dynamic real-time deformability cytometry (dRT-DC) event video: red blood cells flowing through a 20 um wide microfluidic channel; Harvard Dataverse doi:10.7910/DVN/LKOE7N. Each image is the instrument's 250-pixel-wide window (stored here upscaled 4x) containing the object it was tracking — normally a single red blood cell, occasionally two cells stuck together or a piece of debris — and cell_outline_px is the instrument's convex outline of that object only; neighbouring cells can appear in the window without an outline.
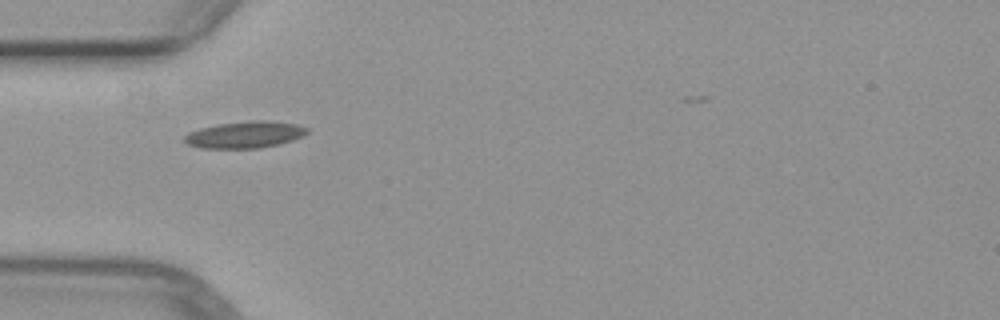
{"species": "common noctule bat (a hibernating species)", "species_latin": "Nyctalus noctula", "temperature_condition": "warm", "stored_images_in_passage": 3, "camera_frame_rate_fps": 3000, "um_per_image_px": 0.085, "animal": {"sex": "female", "body_mass_g": 29.2, "forearm_length_mm": 56.3}, "frame": {"image": 1, "passage_image": 1, "time_ms": 0.0, "image_size_px": [1000, 320], "cell_outline_px": [[308, 132], [304, 136], [292, 140], [260, 148], [204, 148], [188, 144], [184, 140], [184, 136], [188, 132], [200, 128], [216, 124], [252, 120], [268, 120], [296, 124], [308, 128]], "centroid_in_image_um": [20.82, 11.43], "position_along_channel_um": 64.2, "area_um2": 19.07}}
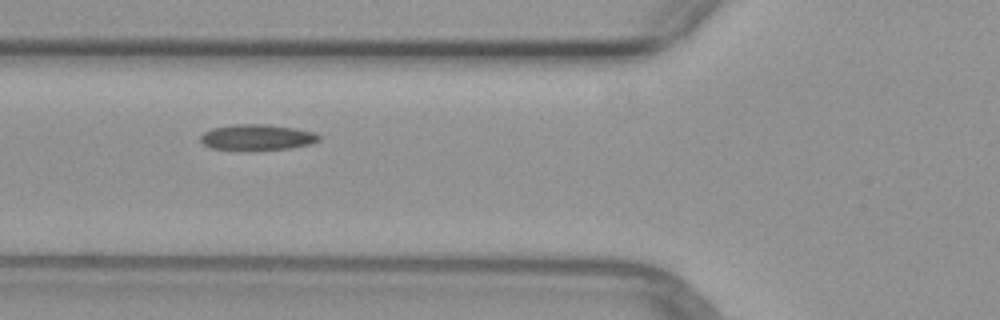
{"frame": {"image": 2, "passage_image": 2, "time_ms": 1.0, "image_size_px": [1000, 320], "cell_outline_px": [[320, 140], [312, 144], [292, 148], [212, 148], [204, 144], [200, 140], [200, 136], [204, 132], [212, 128], [232, 124], [268, 124], [296, 128], [316, 132], [320, 136]], "centroid_in_image_um": [21.91, 11.62], "position_along_channel_um": 103.9, "area_um2": 17.4}}
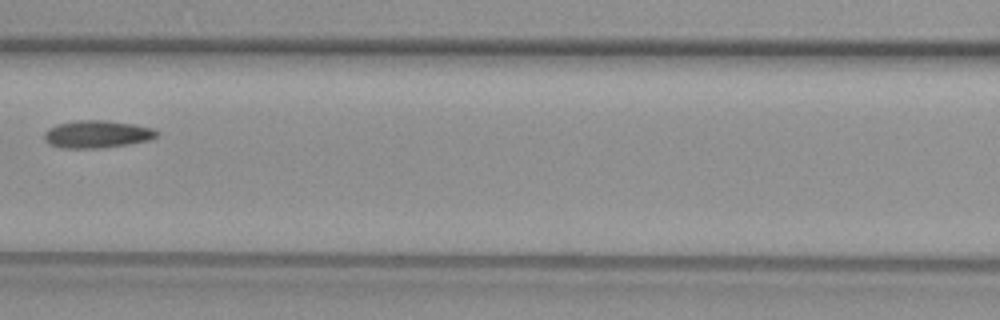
{"frame": {"image": 3, "passage_image": 3, "time_ms": 2.333, "image_size_px": [1000, 320], "cell_outline_px": [[160, 132], [156, 136], [148, 140], [128, 144], [100, 148], [60, 148], [48, 144], [44, 140], [44, 132], [48, 128], [56, 124], [76, 120], [104, 120], [136, 124], [156, 128]], "centroid_in_image_um": [8.24, 11.4], "position_along_channel_um": 158.4, "area_um2": 18.32}}